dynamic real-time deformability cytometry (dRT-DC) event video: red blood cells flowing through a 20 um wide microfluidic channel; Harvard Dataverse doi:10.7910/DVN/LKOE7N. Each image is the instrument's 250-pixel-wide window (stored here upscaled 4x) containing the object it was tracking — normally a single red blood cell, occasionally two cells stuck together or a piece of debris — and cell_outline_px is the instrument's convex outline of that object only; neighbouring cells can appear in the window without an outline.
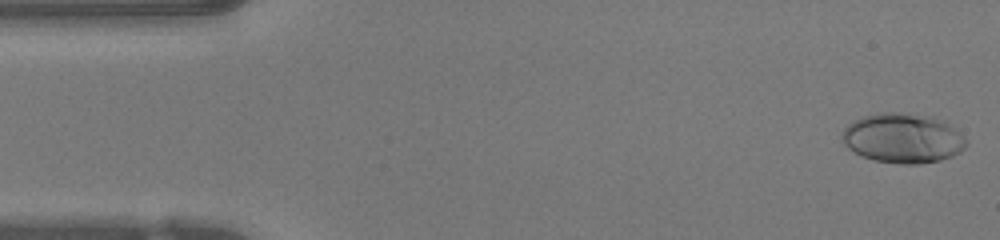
{"species": "human", "species_latin": "Homo sapiens", "temperature_condition": "warm", "stored_images_in_passage": 47, "camera_frame_rate_fps": 3000, "um_per_image_px": 0.085, "donor": {"sex": "female"}, "frame": {"image": 1, "passage_image": 1, "time_ms": 0.0, "image_size_px": [1000, 240], "cell_outline_px": [[968, 144], [960, 152], [952, 156], [940, 160], [920, 164], [900, 164], [876, 160], [864, 156], [848, 148], [844, 144], [840, 136], [844, 128], [852, 120], [864, 116], [884, 112], [896, 112], [932, 116], [944, 120], [964, 136], [968, 140]], "centroid_in_image_um": [76.76, 11.74], "position_along_channel_um": 8.2, "area_um2": 36.13}}
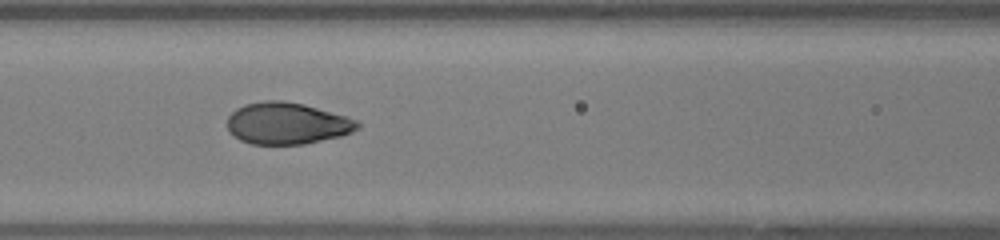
{"frame": {"image": 2, "passage_image": 19, "time_ms": 6.0, "image_size_px": [1000, 240], "cell_outline_px": [[360, 128], [352, 132], [340, 136], [304, 144], [252, 144], [240, 140], [232, 136], [228, 132], [228, 116], [236, 108], [244, 104], [264, 100], [284, 100], [304, 104], [344, 116], [356, 120], [360, 124]], "centroid_in_image_um": [24.36, 10.48], "position_along_channel_um": 142.2, "area_um2": 31.73}}
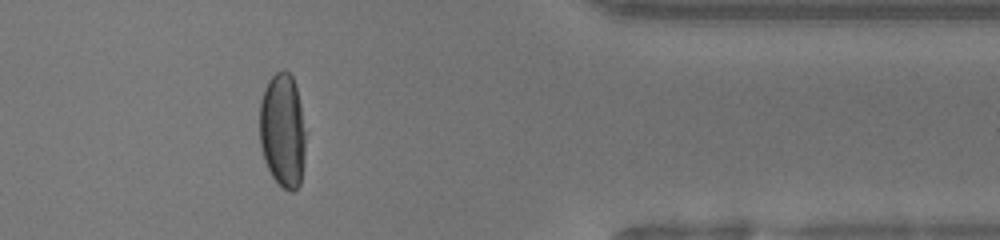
{"frame": {"image": 3, "passage_image": 38, "time_ms": 12.333, "image_size_px": [1000, 240], "cell_outline_px": [[304, 152], [300, 184], [292, 192], [284, 188], [272, 176], [264, 160], [260, 144], [260, 100], [264, 88], [268, 80], [276, 72], [284, 68], [292, 76], [296, 84], [300, 104], [304, 132]], "centroid_in_image_um": [24.0, 11.04], "position_along_channel_um": 387.4, "area_um2": 30.4}, "authors_computed_cell_mechanics": {"area_um2": 32.1946, "velocity_mm_per_s": 4.2725, "shape_relaxation_time_tau1_ms": 5.0696, "shape_relaxation_time_tau2_ms": null, "deformation_change_tau1": 0.2627, "deformation_change_tau2": null}}